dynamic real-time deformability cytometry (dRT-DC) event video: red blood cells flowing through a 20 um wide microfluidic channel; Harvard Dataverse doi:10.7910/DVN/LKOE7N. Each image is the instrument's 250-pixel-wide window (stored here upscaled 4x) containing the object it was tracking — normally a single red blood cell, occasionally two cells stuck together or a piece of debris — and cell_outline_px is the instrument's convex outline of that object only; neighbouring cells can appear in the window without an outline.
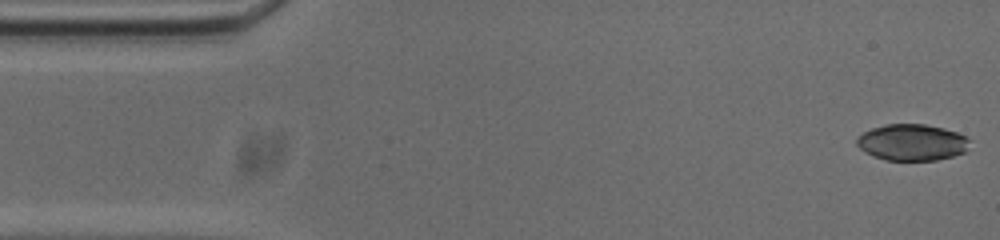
{"species": "common noctule bat (a hibernating species)", "species_latin": "Nyctalus noctula", "temperature_condition": "cold", "stored_images_in_passage": 48, "segment_of_instrument_passage": [1, 2], "camera_frame_rate_fps": 3000, "um_per_image_px": 0.085, "animal": {"sex": "male", "body_mass_g": 20.0, "forearm_length_mm": 53.3}, "frame": {"image": 1, "passage_image": 1, "time_ms": 0.0, "image_size_px": [1000, 240], "cell_outline_px": [[960, 152], [948, 156], [928, 160], [892, 160], [880, 156], [872, 152], [860, 140], [868, 132], [876, 128], [892, 124], [916, 124], [936, 128], [952, 132], [960, 136]], "centroid_in_image_um": [77.49, 12.1], "position_along_channel_um": 7.5, "area_um2": 20.63}}
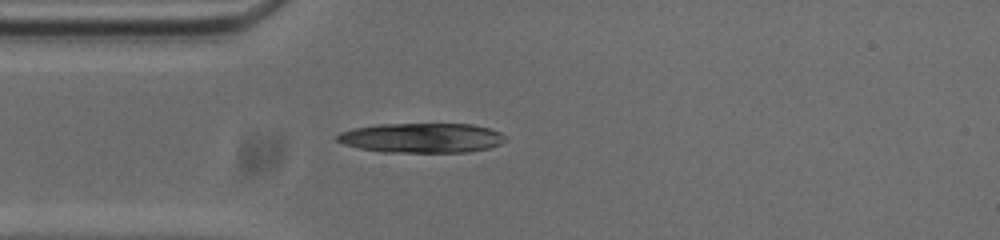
{"frame": {"image": 2, "passage_image": 13, "time_ms": 4.0, "image_size_px": [1000, 240], "cell_outline_px": [[492, 132], [480, 148], [444, 152], [416, 152], [368, 148], [340, 140], [340, 136], [348, 132], [364, 128], [404, 124], [460, 124], [484, 128]], "centroid_in_image_um": [35.66, 11.69], "position_along_channel_um": 49.3, "area_um2": 24.33}}
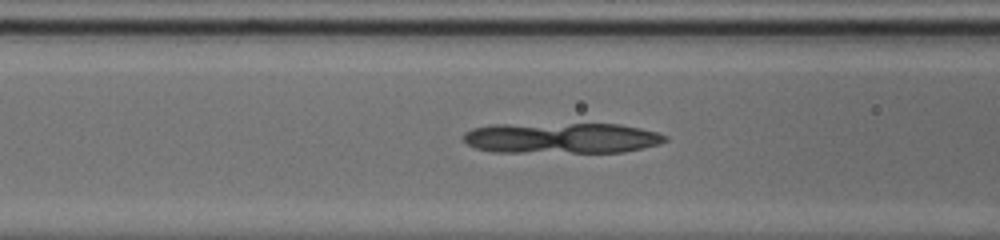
{"frame": {"image": 3, "passage_image": 19, "time_ms": 6.0, "image_size_px": [1000, 240], "cell_outline_px": [[660, 140], [636, 148], [608, 152], [580, 152], [484, 148], [472, 144], [468, 140], [468, 136], [472, 132], [480, 128], [576, 124], [608, 124], [632, 128], [648, 132], [660, 136]], "centroid_in_image_um": [47.86, 11.73], "position_along_channel_um": 118.7, "area_um2": 30.92}}